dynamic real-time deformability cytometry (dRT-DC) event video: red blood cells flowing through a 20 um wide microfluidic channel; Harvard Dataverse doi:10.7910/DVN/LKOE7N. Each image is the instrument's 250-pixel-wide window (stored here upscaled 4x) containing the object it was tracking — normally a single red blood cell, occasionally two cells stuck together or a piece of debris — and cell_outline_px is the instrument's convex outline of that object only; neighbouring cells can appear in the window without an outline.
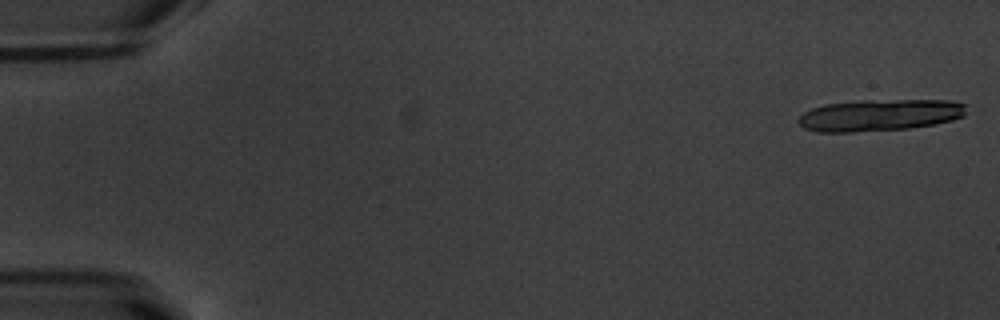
{"species": "common noctule bat (a hibernating species)", "species_latin": "Nyctalus noctula", "temperature_condition": "warm", "stored_images_in_passage": 18, "camera_frame_rate_fps": 3000, "um_per_image_px": 0.085, "animal": {"sex": "male", "body_mass_g": 20.1, "forearm_length_mm": 53.5}, "frame": {"image": 1, "passage_image": 1, "time_ms": 0.0, "image_size_px": [1000, 320], "cell_outline_px": [[964, 116], [952, 120], [936, 124], [908, 128], [852, 132], [816, 132], [804, 128], [796, 120], [804, 112], [812, 108], [824, 104], [860, 100], [952, 100], [964, 104]], "centroid_in_image_um": [74.74, 9.78], "position_along_channel_um": 10.3, "area_um2": 31.1}}